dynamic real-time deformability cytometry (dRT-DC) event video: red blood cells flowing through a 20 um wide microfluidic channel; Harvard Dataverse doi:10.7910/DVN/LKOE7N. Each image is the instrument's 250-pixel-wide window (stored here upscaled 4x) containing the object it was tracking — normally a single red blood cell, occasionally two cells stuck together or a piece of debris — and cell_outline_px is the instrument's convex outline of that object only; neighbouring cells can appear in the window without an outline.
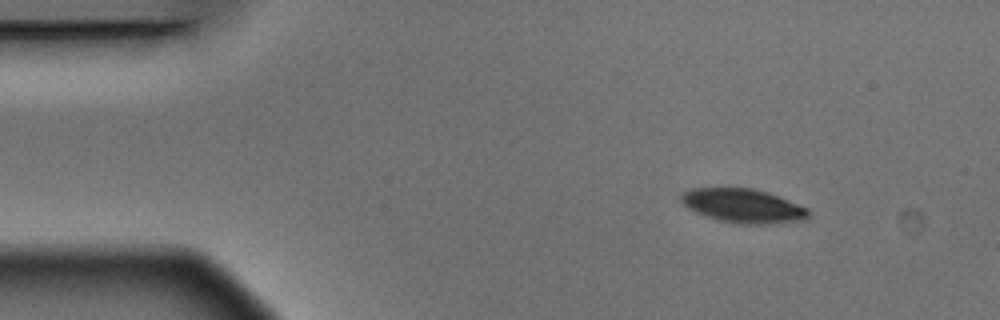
{"species": "Egyptian fruit bat (a non-hibernating species)", "species_latin": "Rousettus aegyptiacus", "temperature_condition": "warm", "stored_images_in_passage": 4, "camera_frame_rate_fps": 3000, "um_per_image_px": 0.085, "animal": {"sex": "male"}, "frame": {"image": 1, "passage_image": 1, "time_ms": 0.0, "image_size_px": [1000, 320], "cell_outline_px": [[808, 220], [768, 224], [736, 224], [720, 220], [696, 212], [688, 208], [680, 200], [680, 196], [684, 192], [692, 188], [752, 188], [768, 192], [808, 208]], "centroid_in_image_um": [63.19, 17.5], "position_along_channel_um": 21.8, "area_um2": 25.14}}